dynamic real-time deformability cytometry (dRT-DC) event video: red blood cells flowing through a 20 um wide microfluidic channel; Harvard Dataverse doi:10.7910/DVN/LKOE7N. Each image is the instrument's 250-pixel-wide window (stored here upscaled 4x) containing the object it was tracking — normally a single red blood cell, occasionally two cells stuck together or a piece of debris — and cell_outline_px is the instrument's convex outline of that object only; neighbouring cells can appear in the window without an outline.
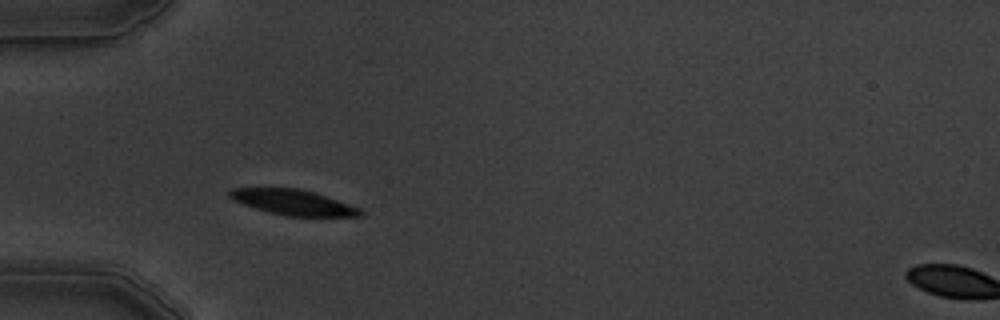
{"species": "common noctule bat (a hibernating species)", "species_latin": "Nyctalus noctula", "temperature_condition": "warm", "stored_images_in_passage": 2, "camera_frame_rate_fps": 3000, "um_per_image_px": 0.085, "animal": {"sex": "male", "body_mass_g": 19.5, "forearm_length_mm": 54.6}, "frame": {"image": 1, "passage_image": 1, "time_ms": 0.0, "image_size_px": [1000, 320], "cell_outline_px": [[364, 216], [284, 216], [268, 212], [232, 200], [228, 196], [228, 192], [232, 188], [300, 188], [316, 192], [360, 208], [364, 212]], "centroid_in_image_um": [24.93, 17.19], "position_along_channel_um": 60.1, "area_um2": 19.42}}